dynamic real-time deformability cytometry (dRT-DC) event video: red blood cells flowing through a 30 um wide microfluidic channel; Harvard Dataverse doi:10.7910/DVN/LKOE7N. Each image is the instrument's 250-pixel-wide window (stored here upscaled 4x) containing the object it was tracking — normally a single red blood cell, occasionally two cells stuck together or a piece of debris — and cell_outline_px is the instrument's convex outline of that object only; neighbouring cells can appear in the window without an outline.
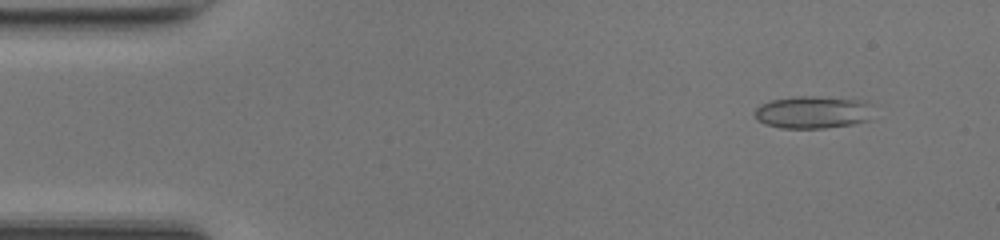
{"species": "common noctule bat (a hibernating species)", "species_latin": "Nyctalus noctula", "temperature_condition": "room temperature", "stored_images_in_passage": 49, "camera_frame_rate_fps": 3000, "um_per_image_px": 0.085, "animal": {"sex": "female", "body_mass_g": 17.0, "forearm_length_mm": 48.0}, "frame": {"image": 1, "passage_image": 5, "time_ms": 1.333, "image_size_px": [1000, 240], "cell_outline_px": [[872, 104], [868, 120], [852, 124], [824, 128], [780, 128], [764, 124], [756, 120], [756, 108], [760, 104], [772, 100], [796, 96], [816, 96], [868, 100]], "centroid_in_image_um": [69.1, 9.53], "position_along_channel_um": 15.9, "area_um2": 22.6}}
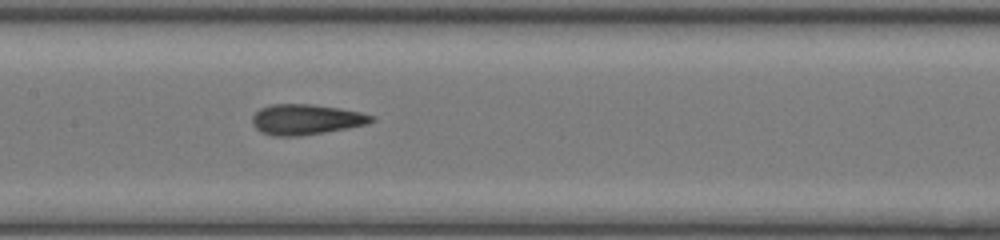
{"frame": {"image": 2, "passage_image": 24, "time_ms": 7.667, "image_size_px": [1000, 240], "cell_outline_px": [[376, 120], [368, 124], [348, 128], [324, 132], [296, 136], [272, 136], [260, 132], [252, 124], [252, 116], [260, 108], [272, 104], [312, 104], [340, 108], [360, 112], [376, 116]], "centroid_in_image_um": [26.02, 10.15], "position_along_channel_um": 181.4, "area_um2": 21.27}}
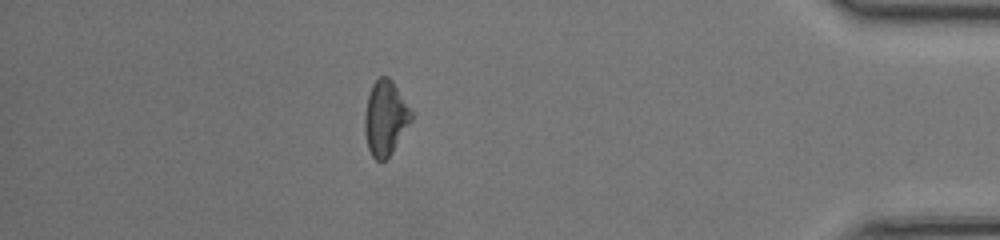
{"frame": {"image": 3, "passage_image": 43, "time_ms": 14.0, "image_size_px": [1000, 240], "cell_outline_px": [[412, 120], [392, 152], [380, 164], [372, 156], [368, 148], [364, 132], [364, 112], [368, 96], [372, 84], [380, 76], [388, 76], [392, 80], [412, 112]], "centroid_in_image_um": [32.73, 10.04], "position_along_channel_um": 402.5, "area_um2": 20.29}, "authors_computed_cell_mechanics": {"area_um2": 20.6924, "velocity_mm_per_s": 4.2549, "shape_relaxation_time_tau1_ms": 6.146, "shape_relaxation_time_tau2_ms": 1.1807, "deformation_change_tau1": 0.1369, "deformation_change_tau2": 0.0591}}